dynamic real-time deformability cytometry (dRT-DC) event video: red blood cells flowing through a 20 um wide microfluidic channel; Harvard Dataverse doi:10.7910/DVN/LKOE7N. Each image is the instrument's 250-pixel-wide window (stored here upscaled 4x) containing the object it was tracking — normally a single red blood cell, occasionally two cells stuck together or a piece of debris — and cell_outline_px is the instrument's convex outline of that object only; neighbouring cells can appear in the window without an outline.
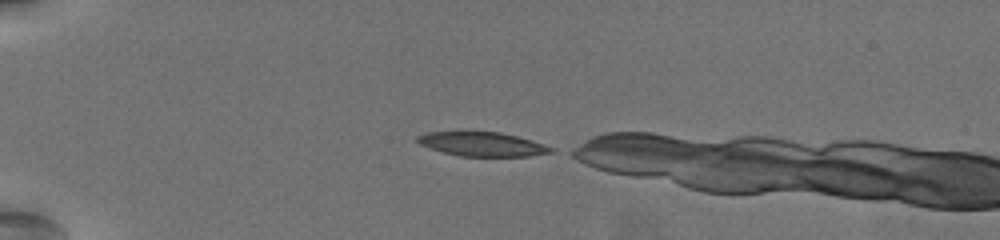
{"species": "common noctule bat (a hibernating species)", "species_latin": "Nyctalus noctula", "temperature_condition": "warm", "stored_images_in_passage": 38, "camera_frame_rate_fps": 3000, "um_per_image_px": 0.085, "animal": {"sex": "female", "body_mass_g": 19.5, "forearm_length_mm": 54.1}, "frame": {"image": 1, "passage_image": 1, "time_ms": 0.0, "image_size_px": [1000, 240], "cell_outline_px": [[556, 152], [528, 156], [460, 156], [444, 152], [420, 144], [416, 140], [416, 136], [424, 132], [500, 132], [532, 140], [556, 148]], "centroid_in_image_um": [41.04, 12.25], "position_along_channel_um": 44.0, "area_um2": 18.73}}
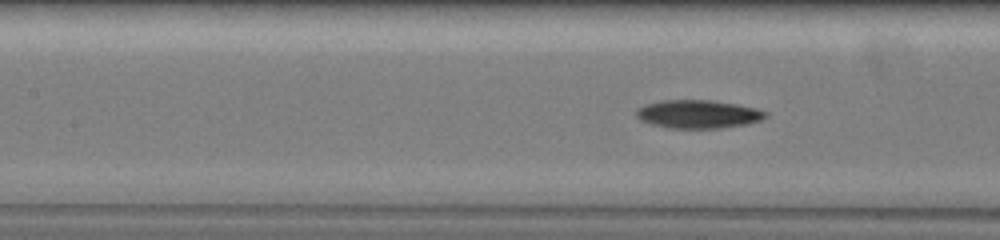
{"frame": {"image": 2, "passage_image": 14, "time_ms": 4.333, "image_size_px": [1000, 240], "cell_outline_px": [[768, 116], [760, 120], [748, 124], [720, 128], [668, 128], [652, 124], [640, 120], [636, 116], [636, 108], [648, 104], [664, 100], [712, 100], [736, 104], [756, 108], [768, 112]], "centroid_in_image_um": [59.36, 9.7], "position_along_channel_um": 148.0, "area_um2": 21.33}}
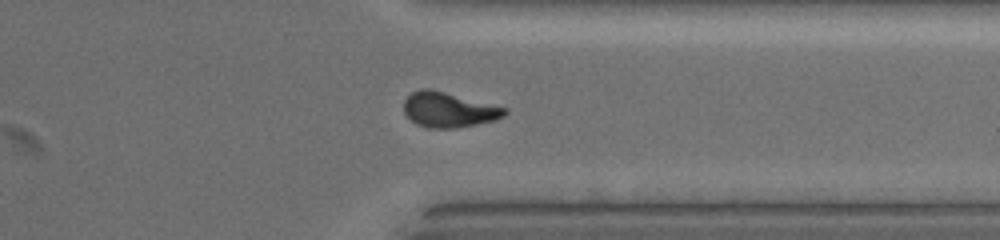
{"frame": {"image": 3, "passage_image": 33, "time_ms": 10.667, "image_size_px": [1000, 240], "cell_outline_px": [[508, 112], [504, 116], [496, 120], [476, 124], [452, 128], [428, 128], [416, 124], [404, 112], [404, 100], [412, 92], [420, 88], [432, 88], [508, 108]], "centroid_in_image_um": [38.15, 9.31], "position_along_channel_um": 373.3, "area_um2": 20.75}}